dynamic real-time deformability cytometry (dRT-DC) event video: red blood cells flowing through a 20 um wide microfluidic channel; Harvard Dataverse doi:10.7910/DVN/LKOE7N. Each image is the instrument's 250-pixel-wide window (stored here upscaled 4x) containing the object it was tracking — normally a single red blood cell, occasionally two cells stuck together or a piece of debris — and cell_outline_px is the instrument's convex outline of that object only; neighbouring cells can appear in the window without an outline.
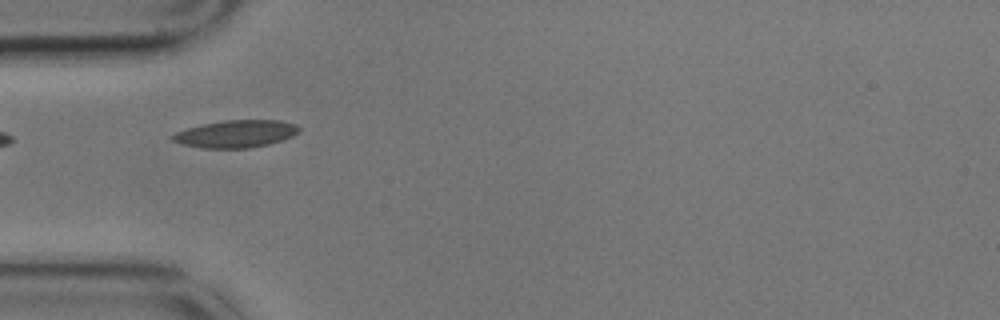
{"species": "common noctule bat (a hibernating species)", "species_latin": "Nyctalus noctula", "temperature_condition": "cold", "stored_images_in_passage": 2, "camera_frame_rate_fps": 3000, "um_per_image_px": 0.085, "animal": {"sex": "male", "body_mass_g": 17.9}, "frame": {"image": 1, "passage_image": 1, "time_ms": 0.0, "image_size_px": [1000, 320], "cell_outline_px": [[300, 132], [292, 136], [268, 144], [248, 148], [200, 148], [180, 144], [172, 140], [168, 136], [176, 132], [188, 128], [204, 124], [224, 120], [280, 120], [296, 124], [300, 128]], "centroid_in_image_um": [20.03, 11.38], "position_along_channel_um": 65.0, "area_um2": 20.23}}